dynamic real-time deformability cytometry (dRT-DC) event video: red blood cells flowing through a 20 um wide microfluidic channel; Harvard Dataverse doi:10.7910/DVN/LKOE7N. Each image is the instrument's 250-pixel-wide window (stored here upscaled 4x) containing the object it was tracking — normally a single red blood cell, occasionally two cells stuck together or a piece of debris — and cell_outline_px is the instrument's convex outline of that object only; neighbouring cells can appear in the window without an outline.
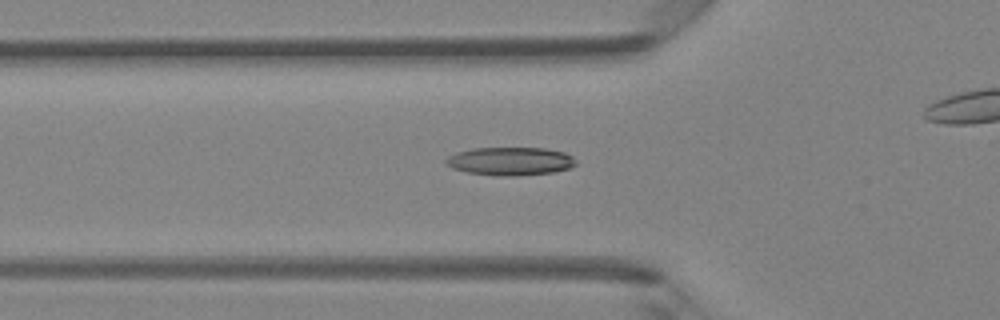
{"species": "Egyptian fruit bat (a non-hibernating species)", "species_latin": "Rousettus aegyptiacus", "temperature_condition": "room temperature", "stored_images_in_passage": 40, "camera_frame_rate_fps": 3000, "um_per_image_px": 0.085, "animal": {"sex": "female"}, "frame": {"image": 1, "passage_image": 17, "time_ms": 5.333, "image_size_px": [1000, 320], "cell_outline_px": [[576, 164], [568, 168], [552, 172], [516, 176], [500, 176], [468, 172], [452, 168], [444, 164], [444, 160], [448, 156], [456, 152], [472, 148], [548, 148], [564, 152], [572, 156], [576, 160]], "centroid_in_image_um": [43.35, 13.69], "position_along_channel_um": 82.5, "area_um2": 21.44}}
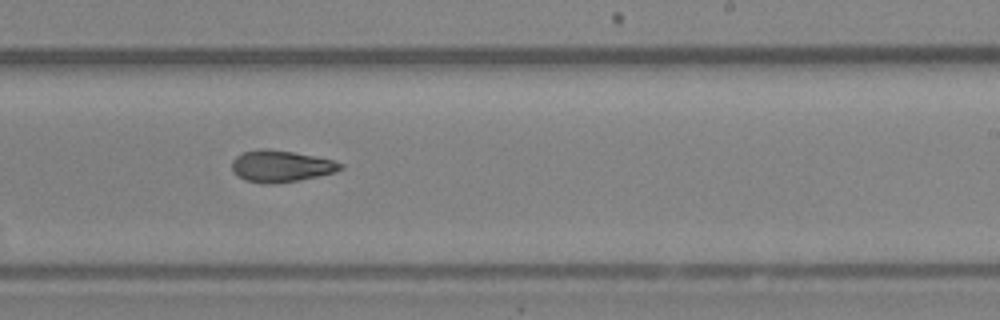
{"frame": {"image": 2, "passage_image": 30, "time_ms": 9.667, "image_size_px": [1000, 320], "cell_outline_px": [[344, 168], [336, 172], [276, 184], [264, 184], [244, 180], [236, 176], [232, 172], [232, 160], [236, 156], [244, 152], [260, 148], [264, 148], [292, 152], [332, 160], [344, 164]], "centroid_in_image_um": [23.83, 14.13], "position_along_channel_um": 265.2, "area_um2": 20.0}}
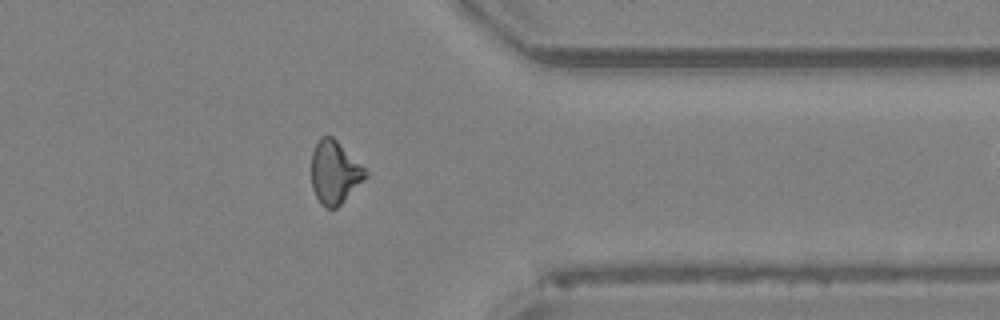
{"frame": {"image": 3, "passage_image": 39, "time_ms": 12.667, "image_size_px": [1000, 320], "cell_outline_px": [[368, 176], [336, 208], [328, 208], [320, 204], [312, 188], [312, 152], [320, 136], [332, 136], [368, 172]], "centroid_in_image_um": [28.43, 14.66], "position_along_channel_um": 383.0, "area_um2": 19.48}}